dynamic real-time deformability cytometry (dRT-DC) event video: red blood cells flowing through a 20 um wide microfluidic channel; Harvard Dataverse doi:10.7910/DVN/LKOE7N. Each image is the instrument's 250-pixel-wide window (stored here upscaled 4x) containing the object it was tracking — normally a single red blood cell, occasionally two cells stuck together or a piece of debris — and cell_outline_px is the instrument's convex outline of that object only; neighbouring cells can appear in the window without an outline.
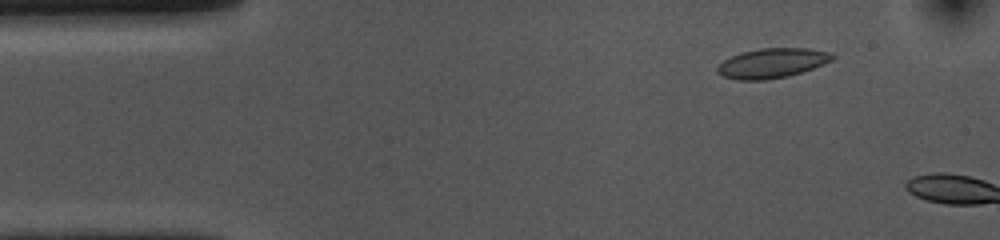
{"species": "common noctule bat (a hibernating species)", "species_latin": "Nyctalus noctula", "temperature_condition": "cold", "stored_images_in_passage": 8, "camera_frame_rate_fps": 3000, "um_per_image_px": 0.085, "animal": {"sex": "female", "body_mass_g": 10.0, "forearm_length_mm": 53.1}, "frame": {"image": 1, "passage_image": 6, "time_ms": 1.667, "image_size_px": [1000, 240], "cell_outline_px": [[836, 56], [832, 60], [812, 68], [788, 76], [764, 80], [736, 80], [724, 76], [716, 72], [716, 68], [724, 60], [740, 52], [760, 48], [808, 48], [828, 52]], "centroid_in_image_um": [65.59, 5.36], "position_along_channel_um": 19.4, "area_um2": 19.77}}